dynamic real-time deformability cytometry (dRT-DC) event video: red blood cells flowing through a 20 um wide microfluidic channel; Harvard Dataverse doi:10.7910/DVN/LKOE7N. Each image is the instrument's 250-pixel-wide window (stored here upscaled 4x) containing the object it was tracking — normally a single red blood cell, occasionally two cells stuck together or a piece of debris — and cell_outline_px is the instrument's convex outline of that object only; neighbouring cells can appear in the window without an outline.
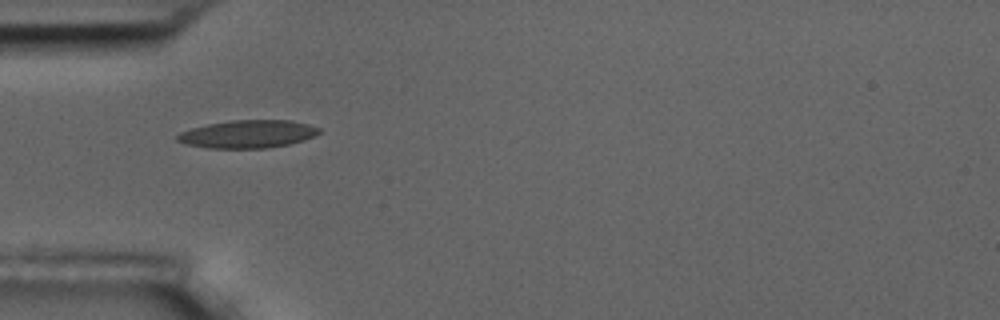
{"species": "common noctule bat (a hibernating species)", "species_latin": "Nyctalus noctula", "temperature_condition": "room temperature", "stored_images_in_passage": 4, "camera_frame_rate_fps": 3000, "um_per_image_px": 0.085, "animal": {"sex": "male", "body_mass_g": 17.5, "forearm_length_mm": 52.3}, "frame": {"image": 1, "passage_image": 1, "time_ms": 0.0, "image_size_px": [1000, 320], "cell_outline_px": [[320, 132], [316, 136], [304, 140], [288, 144], [264, 148], [208, 148], [184, 144], [176, 140], [176, 136], [180, 132], [192, 128], [208, 124], [232, 120], [292, 120], [308, 124], [320, 128]], "centroid_in_image_um": [21.06, 11.39], "position_along_channel_um": 63.9, "area_um2": 23.06}}
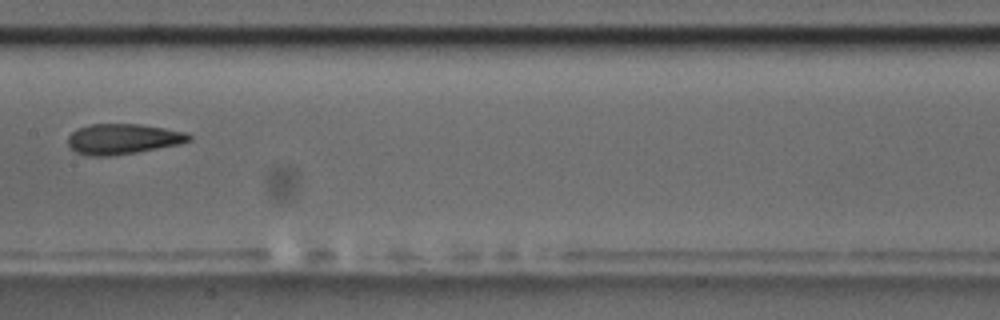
{"frame": {"image": 2, "passage_image": 4, "time_ms": 3.667, "image_size_px": [1000, 320], "cell_outline_px": [[192, 140], [180, 144], [136, 152], [108, 156], [92, 156], [76, 152], [68, 148], [68, 136], [76, 128], [88, 124], [140, 124], [188, 132], [192, 136]], "centroid_in_image_um": [10.44, 11.8], "position_along_channel_um": 197.0, "area_um2": 21.62}}